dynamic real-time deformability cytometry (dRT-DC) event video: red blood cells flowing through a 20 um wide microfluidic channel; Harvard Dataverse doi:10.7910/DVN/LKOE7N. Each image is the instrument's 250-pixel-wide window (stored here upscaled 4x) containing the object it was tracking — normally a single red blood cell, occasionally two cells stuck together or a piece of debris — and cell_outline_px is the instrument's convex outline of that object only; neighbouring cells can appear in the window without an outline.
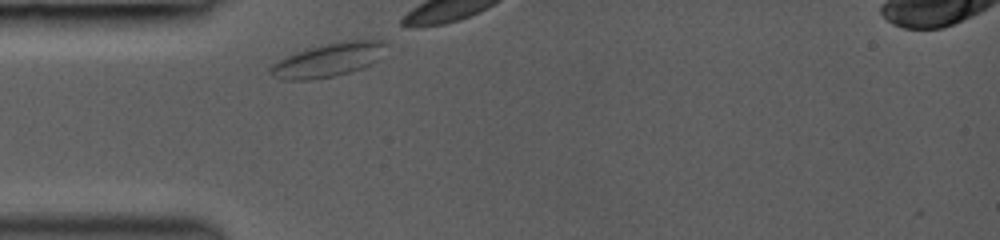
{"species": "common noctule bat (a hibernating species)", "species_latin": "Nyctalus noctula", "temperature_condition": "room temperature", "stored_images_in_passage": 10, "camera_frame_rate_fps": 3000, "um_per_image_px": 0.085, "animal": {"sex": "female", "body_mass_g": 19.0, "forearm_length_mm": 53.3}, "frame": {"image": 1, "passage_image": 1, "time_ms": 0.0, "image_size_px": [1000, 240], "cell_outline_px": [[384, 44], [376, 60], [364, 68], [332, 76], [312, 80], [284, 80], [272, 76], [268, 72], [268, 68], [272, 64], [284, 56], [308, 48], [340, 40], [384, 40]], "centroid_in_image_um": [27.79, 5.1], "position_along_channel_um": 57.2, "area_um2": 22.54}}
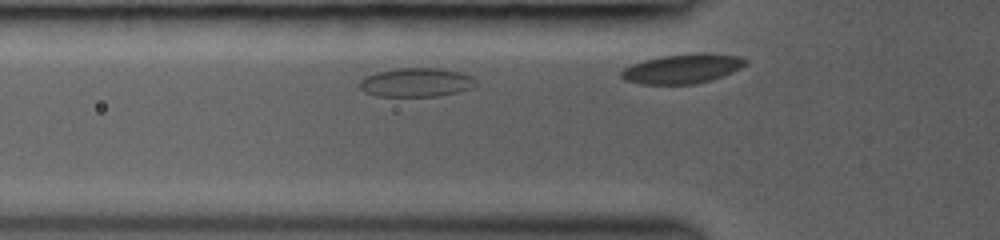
{"frame": {"image": 2, "passage_image": 7, "time_ms": 1.0, "image_size_px": [1000, 240], "cell_outline_px": [[476, 88], [460, 92], [440, 96], [376, 96], [364, 92], [360, 88], [360, 80], [364, 76], [376, 72], [396, 68], [436, 68], [460, 72], [472, 76], [476, 80]], "centroid_in_image_um": [35.41, 7.01], "position_along_channel_um": 90.4, "area_um2": 19.88}}